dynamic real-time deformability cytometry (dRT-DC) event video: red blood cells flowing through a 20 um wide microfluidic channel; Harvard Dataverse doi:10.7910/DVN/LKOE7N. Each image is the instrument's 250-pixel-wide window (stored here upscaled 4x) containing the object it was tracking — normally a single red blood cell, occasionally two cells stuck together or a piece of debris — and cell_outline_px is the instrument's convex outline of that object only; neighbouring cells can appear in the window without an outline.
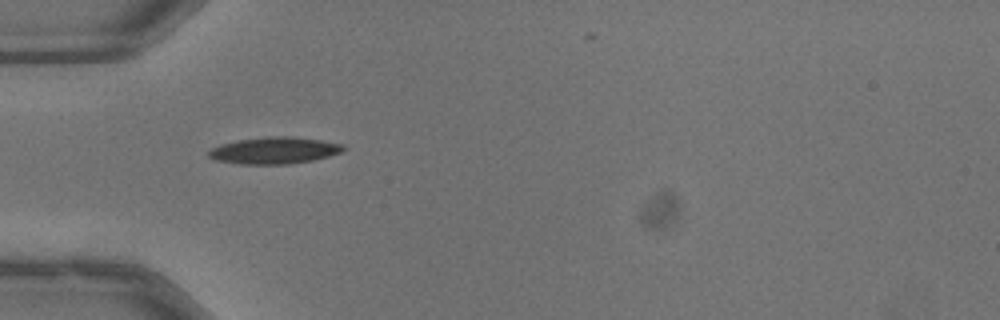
{"species": "common noctule bat (a hibernating species)", "species_latin": "Nyctalus noctula", "temperature_condition": "warm", "stored_images_in_passage": 31, "camera_frame_rate_fps": 3000, "um_per_image_px": 0.085, "animal": {"sex": "male", "body_mass_g": 13.3}, "frame": {"image": 1, "passage_image": 1, "time_ms": 0.0, "image_size_px": [1000, 320], "cell_outline_px": [[344, 148], [340, 152], [328, 156], [312, 160], [288, 164], [240, 164], [216, 160], [208, 156], [208, 152], [212, 148], [220, 144], [240, 140], [268, 136], [292, 136], [320, 140], [344, 144]], "centroid_in_image_um": [23.3, 12.78], "position_along_channel_um": 61.7, "area_um2": 20.81}}
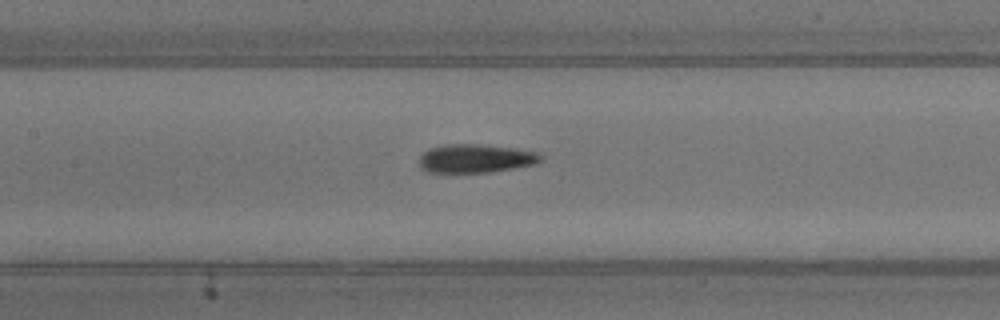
{"frame": {"image": 2, "passage_image": 9, "time_ms": 2.667, "image_size_px": [1000, 320], "cell_outline_px": [[540, 160], [536, 164], [488, 172], [428, 172], [420, 168], [420, 156], [428, 148], [444, 144], [480, 144], [516, 148], [540, 152]], "centroid_in_image_um": [40.41, 13.45], "position_along_channel_um": 167.0, "area_um2": 20.23}}
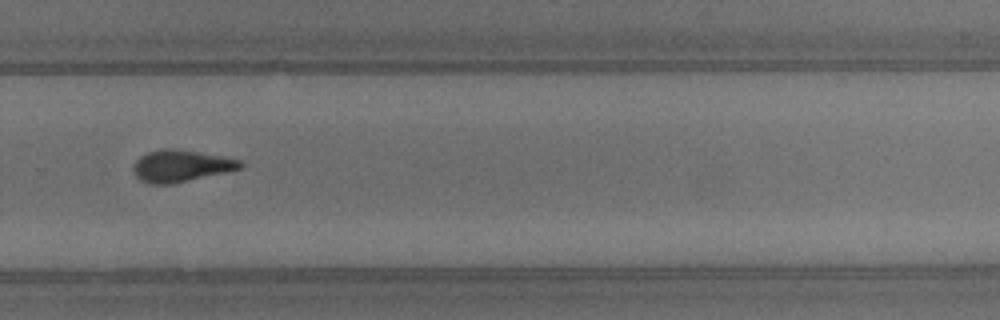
{"frame": {"image": 3, "passage_image": 20, "time_ms": 6.333, "image_size_px": [1000, 320], "cell_outline_px": [[244, 168], [172, 184], [148, 184], [140, 180], [136, 176], [132, 168], [136, 160], [140, 156], [148, 152], [164, 148], [172, 148], [244, 160]], "centroid_in_image_um": [15.39, 14.11], "position_along_channel_um": 314.4, "area_um2": 19.88}, "authors_computed_cell_mechanics": {"area_um2": 19.941, "velocity_mm_per_s": 4.0404, "shape_relaxation_time_tau1_ms": 4.1936, "shape_relaxation_time_tau2_ms": 3.2779, "deformation_change_tau1": 0.1587, "deformation_change_tau2": 0.0997}}